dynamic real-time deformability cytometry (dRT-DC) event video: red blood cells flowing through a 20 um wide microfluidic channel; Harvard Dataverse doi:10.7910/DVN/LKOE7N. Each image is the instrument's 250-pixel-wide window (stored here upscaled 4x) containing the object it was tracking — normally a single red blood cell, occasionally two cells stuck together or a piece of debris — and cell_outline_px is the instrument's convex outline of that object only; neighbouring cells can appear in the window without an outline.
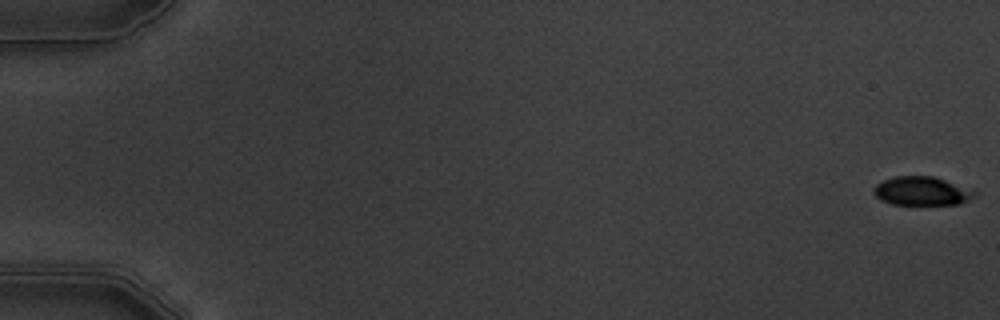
{"species": "common noctule bat (a hibernating species)", "species_latin": "Nyctalus noctula", "temperature_condition": "warm", "stored_images_in_passage": 7, "camera_frame_rate_fps": 3000, "um_per_image_px": 0.085, "animal": {"sex": "male", "body_mass_g": 19.5, "forearm_length_mm": 54.6}, "frame": {"image": 1, "passage_image": 1, "time_ms": 0.0, "image_size_px": [1000, 320], "cell_outline_px": [[976, 196], [960, 204], [892, 204], [880, 200], [872, 192], [876, 184], [884, 180], [896, 176], [932, 176], [972, 188], [976, 192]], "centroid_in_image_um": [78.37, 16.23], "position_along_channel_um": 6.6, "area_um2": 16.94}}
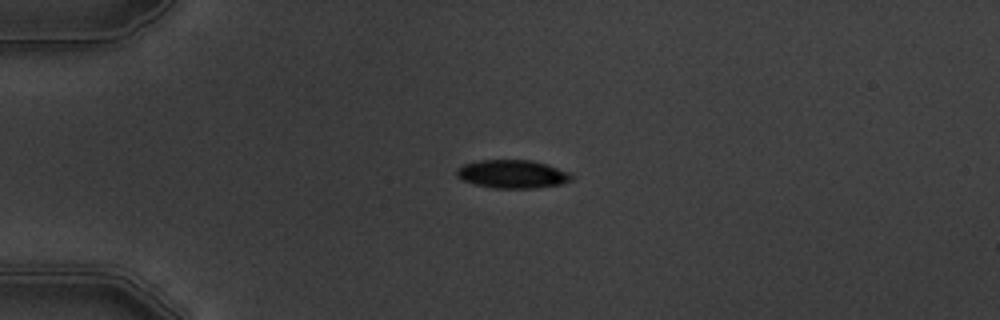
{"frame": {"image": 2, "passage_image": 5, "time_ms": 4.667, "image_size_px": [1000, 320], "cell_outline_px": [[572, 180], [560, 184], [532, 188], [496, 188], [476, 184], [460, 180], [456, 176], [456, 168], [464, 164], [480, 160], [528, 160], [548, 164], [572, 172]], "centroid_in_image_um": [43.56, 14.79], "position_along_channel_um": 41.4, "area_um2": 19.02}}